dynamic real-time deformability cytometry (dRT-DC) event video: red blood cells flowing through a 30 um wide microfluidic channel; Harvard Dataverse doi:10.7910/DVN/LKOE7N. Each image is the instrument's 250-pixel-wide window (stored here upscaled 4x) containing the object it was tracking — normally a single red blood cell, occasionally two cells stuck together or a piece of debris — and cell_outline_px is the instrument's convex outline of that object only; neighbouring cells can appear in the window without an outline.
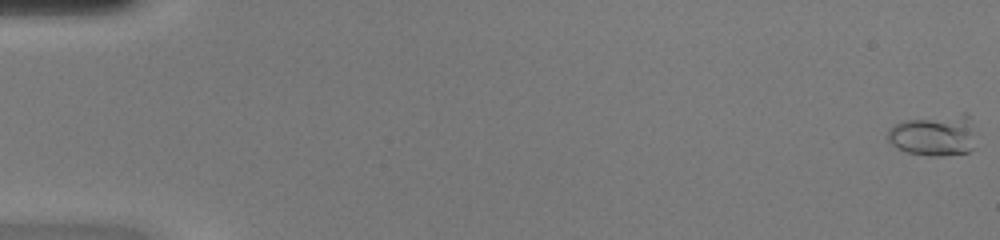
{"species": "common noctule bat (a hibernating species)", "species_latin": "Nyctalus noctula", "temperature_condition": "warm", "stored_images_in_passage": 11, "camera_frame_rate_fps": 3000, "um_per_image_px": 0.085, "animal": {"sex": "female", "body_mass_g": 20.0, "forearm_length_mm": 54.0}, "frame": {"image": 1, "passage_image": 1, "time_ms": 0.0, "image_size_px": [1000, 240], "cell_outline_px": [[976, 148], [968, 152], [940, 156], [928, 156], [908, 152], [892, 144], [888, 140], [888, 128], [904, 120], [964, 112], [968, 112]], "centroid_in_image_um": [79.42, 11.48], "position_along_channel_um": 5.6, "area_um2": 21.44}}